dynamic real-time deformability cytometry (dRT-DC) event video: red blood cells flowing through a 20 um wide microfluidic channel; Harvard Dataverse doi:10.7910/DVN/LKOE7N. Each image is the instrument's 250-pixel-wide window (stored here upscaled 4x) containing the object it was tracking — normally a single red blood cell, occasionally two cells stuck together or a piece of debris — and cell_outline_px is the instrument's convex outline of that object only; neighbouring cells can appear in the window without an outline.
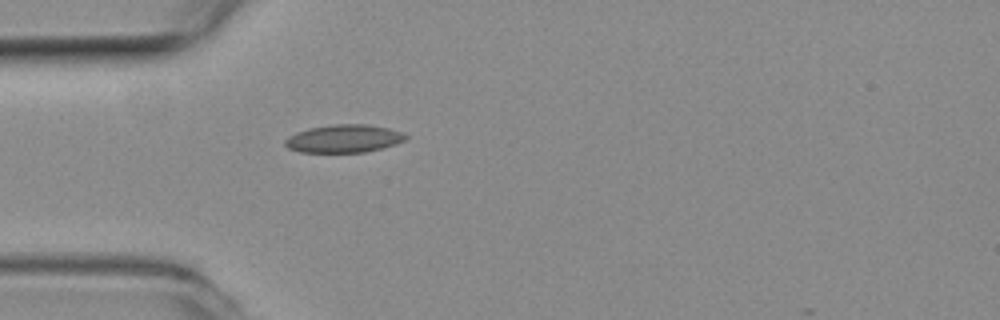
{"species": "common noctule bat (a hibernating species)", "species_latin": "Nyctalus noctula", "temperature_condition": "room temperature", "stored_images_in_passage": 40, "camera_frame_rate_fps": 3000, "um_per_image_px": 0.085, "animal": {"sex": "female", "body_mass_g": 19.3, "forearm_length_mm": 54.1}, "frame": {"image": 1, "passage_image": 1, "time_ms": 0.0, "image_size_px": [1000, 320], "cell_outline_px": [[408, 136], [404, 140], [396, 144], [364, 152], [300, 152], [288, 148], [284, 144], [284, 140], [288, 136], [296, 132], [308, 128], [332, 124], [364, 124], [388, 128], [400, 132]], "centroid_in_image_um": [29.18, 11.78], "position_along_channel_um": 55.8, "area_um2": 19.54}}
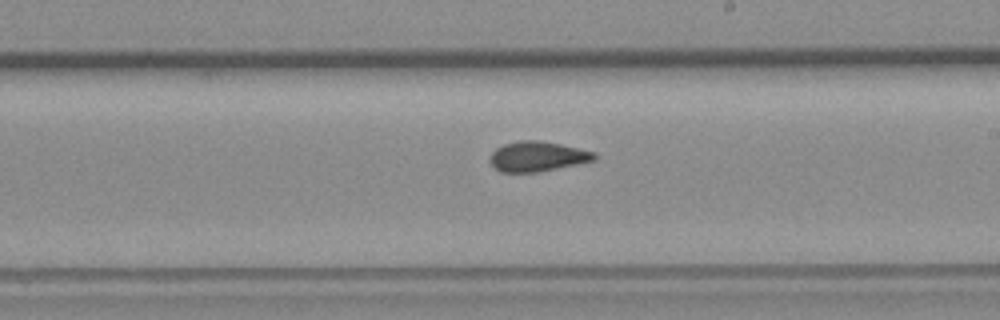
{"frame": {"image": 2, "passage_image": 17, "time_ms": 5.333, "image_size_px": [1000, 320], "cell_outline_px": [[596, 160], [536, 172], [500, 172], [492, 164], [492, 152], [496, 148], [504, 144], [520, 140], [540, 140], [560, 144], [596, 152]], "centroid_in_image_um": [45.7, 13.28], "position_along_channel_um": 243.3, "area_um2": 17.98}}
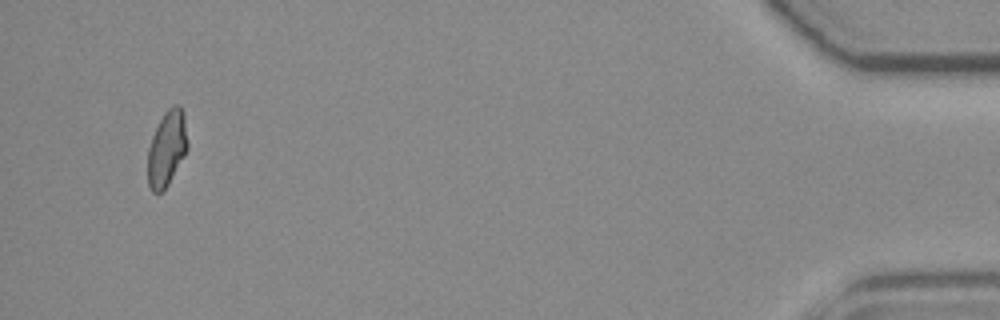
{"frame": {"image": 3, "passage_image": 39, "time_ms": 12.667, "image_size_px": [1000, 320], "cell_outline_px": [[188, 148], [184, 156], [168, 184], [160, 192], [152, 192], [148, 184], [148, 148], [152, 136], [164, 112], [172, 104], [180, 104], [184, 112], [188, 144]], "centroid_in_image_um": [14.19, 12.57], "position_along_channel_um": 421.0, "area_um2": 17.51}}